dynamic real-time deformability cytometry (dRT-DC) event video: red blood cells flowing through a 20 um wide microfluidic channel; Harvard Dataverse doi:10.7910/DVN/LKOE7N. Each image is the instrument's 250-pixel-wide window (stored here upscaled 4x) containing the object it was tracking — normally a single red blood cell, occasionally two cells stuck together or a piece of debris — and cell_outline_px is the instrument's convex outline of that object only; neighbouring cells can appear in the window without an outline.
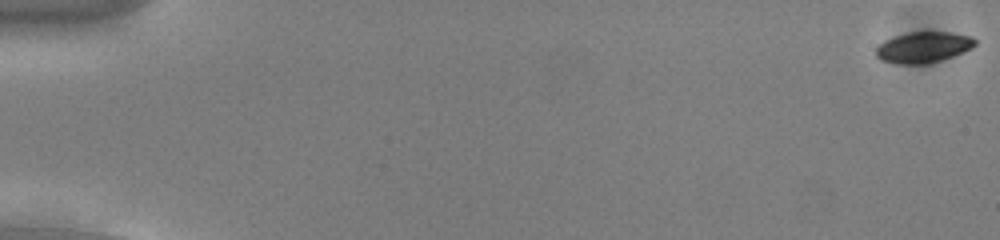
{"species": "common noctule bat (a hibernating species)", "species_latin": "Nyctalus noctula", "temperature_condition": "cold", "stored_images_in_passage": 55, "camera_frame_rate_fps": 3000, "um_per_image_px": 0.085, "animal": {"sex": "male", "body_mass_g": 13.0, "forearm_length_mm": 53.1}, "frame": {"image": 1, "passage_image": 1, "time_ms": 0.0, "image_size_px": [1000, 240], "cell_outline_px": [[976, 44], [972, 48], [952, 56], [940, 60], [924, 64], [896, 64], [880, 60], [876, 56], [876, 48], [884, 40], [896, 36], [912, 32], [948, 32], [972, 36], [976, 40]], "centroid_in_image_um": [78.48, 4.02], "position_along_channel_um": 6.5, "area_um2": 17.74}}
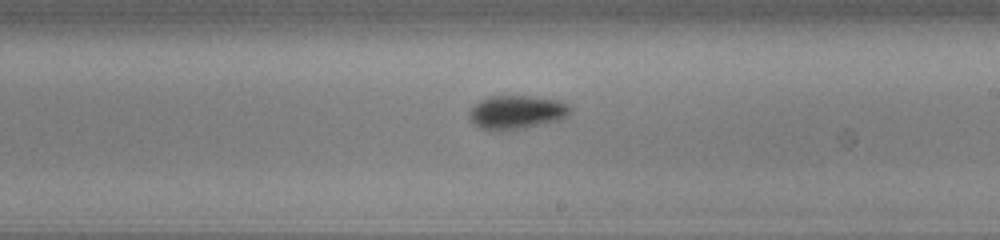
{"frame": {"image": 2, "passage_image": 33, "time_ms": 10.667, "image_size_px": [1000, 240], "cell_outline_px": [[572, 112], [568, 116], [560, 120], [524, 128], [500, 132], [480, 128], [472, 124], [468, 116], [468, 112], [480, 100], [488, 96], [528, 96], [556, 100], [568, 104], [572, 108]], "centroid_in_image_um": [43.89, 9.56], "position_along_channel_um": 245.1, "area_um2": 20.11}}
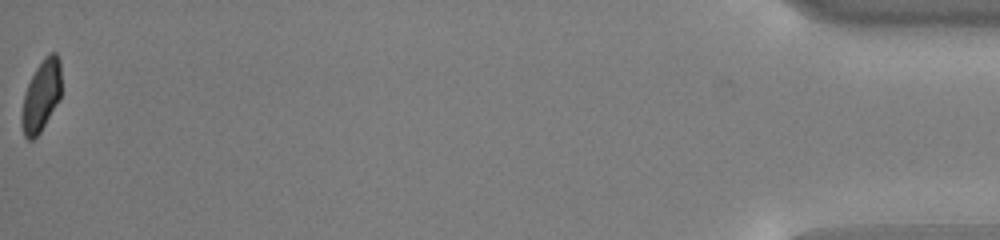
{"frame": {"image": 3, "passage_image": 55, "time_ms": 18.0, "image_size_px": [1000, 240], "cell_outline_px": [[60, 100], [40, 132], [32, 140], [28, 140], [24, 136], [20, 120], [20, 116], [24, 92], [36, 68], [44, 56], [48, 52], [56, 52], [60, 60]], "centroid_in_image_um": [3.49, 8.14], "position_along_channel_um": 431.7, "area_um2": 16.65}, "authors_computed_cell_mechanics": {"area_um2": 17.9758, "velocity_mm_per_s": 3.8382, "shape_relaxation_time_tau1_ms": 2.0951, "shape_relaxation_time_tau2_ms": null, "deformation_change_tau1": 0.1137, "deformation_change_tau2": null}}